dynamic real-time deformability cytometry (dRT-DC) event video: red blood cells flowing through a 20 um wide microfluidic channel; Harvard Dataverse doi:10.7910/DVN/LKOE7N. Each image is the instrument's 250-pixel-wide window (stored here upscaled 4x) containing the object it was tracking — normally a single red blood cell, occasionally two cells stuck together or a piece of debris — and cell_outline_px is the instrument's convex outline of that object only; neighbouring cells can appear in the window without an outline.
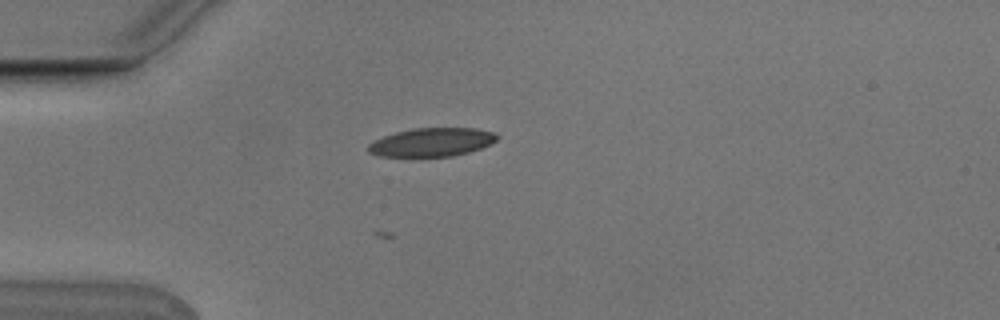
{"species": "Egyptian fruit bat (a non-hibernating species)", "species_latin": "Rousettus aegyptiacus", "temperature_condition": "cold", "stored_images_in_passage": 2, "camera_frame_rate_fps": 3000, "um_per_image_px": 0.085, "animal": {"sex": "male"}, "frame": {"image": 1, "passage_image": 2, "time_ms": 0.333, "image_size_px": [1000, 320], "cell_outline_px": [[500, 136], [496, 140], [480, 148], [468, 152], [452, 156], [380, 156], [368, 152], [368, 144], [384, 136], [396, 132], [412, 128], [476, 128], [496, 132]], "centroid_in_image_um": [36.73, 12.07], "position_along_channel_um": 48.3, "area_um2": 21.27}}